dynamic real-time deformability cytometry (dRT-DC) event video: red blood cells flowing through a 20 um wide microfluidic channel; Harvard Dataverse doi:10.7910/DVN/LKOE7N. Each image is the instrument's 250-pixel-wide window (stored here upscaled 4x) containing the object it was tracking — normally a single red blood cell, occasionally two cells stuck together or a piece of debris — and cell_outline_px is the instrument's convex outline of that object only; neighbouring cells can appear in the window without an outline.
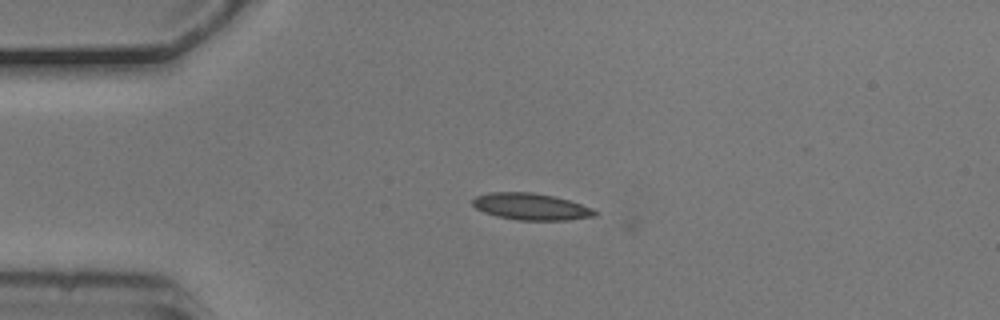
{"species": "common noctule bat (a hibernating species)", "species_latin": "Nyctalus noctula", "temperature_condition": "cold", "stored_images_in_passage": 2, "camera_frame_rate_fps": 3000, "um_per_image_px": 0.085, "animal": {"sex": "male", "body_mass_g": 20.5, "forearm_length_mm": 52.5}, "frame": {"image": 1, "passage_image": 1, "time_ms": 0.0, "image_size_px": [1000, 320], "cell_outline_px": [[600, 212], [596, 216], [568, 220], [516, 220], [496, 216], [484, 212], [476, 208], [472, 204], [472, 200], [476, 196], [488, 192], [532, 192], [552, 196], [568, 200], [592, 208]], "centroid_in_image_um": [45.13, 17.56], "position_along_channel_um": 39.9, "area_um2": 19.07}}